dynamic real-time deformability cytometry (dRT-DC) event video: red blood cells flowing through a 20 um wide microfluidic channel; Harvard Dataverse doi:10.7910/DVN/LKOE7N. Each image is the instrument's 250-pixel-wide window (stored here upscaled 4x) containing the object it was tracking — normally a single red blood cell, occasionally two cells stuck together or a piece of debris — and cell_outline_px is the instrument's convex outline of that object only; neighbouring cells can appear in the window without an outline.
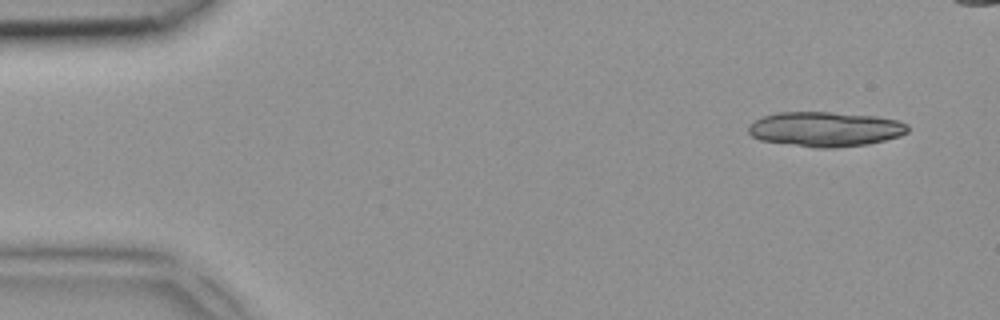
{"species": "common noctule bat (a hibernating species)", "species_latin": "Nyctalus noctula", "temperature_condition": "room temperature", "stored_images_in_passage": 4, "camera_frame_rate_fps": 3000, "um_per_image_px": 0.085, "animal": {"sex": "female", "body_mass_g": 18.4}, "frame": {"image": 1, "passage_image": 1, "time_ms": 0.0, "image_size_px": [1000, 320], "cell_outline_px": [[908, 132], [900, 136], [868, 144], [836, 148], [816, 148], [760, 140], [752, 136], [748, 132], [748, 124], [764, 116], [776, 112], [832, 112], [876, 116], [900, 120], [908, 124]], "centroid_in_image_um": [70.17, 10.97], "position_along_channel_um": 14.8, "area_um2": 32.54}}